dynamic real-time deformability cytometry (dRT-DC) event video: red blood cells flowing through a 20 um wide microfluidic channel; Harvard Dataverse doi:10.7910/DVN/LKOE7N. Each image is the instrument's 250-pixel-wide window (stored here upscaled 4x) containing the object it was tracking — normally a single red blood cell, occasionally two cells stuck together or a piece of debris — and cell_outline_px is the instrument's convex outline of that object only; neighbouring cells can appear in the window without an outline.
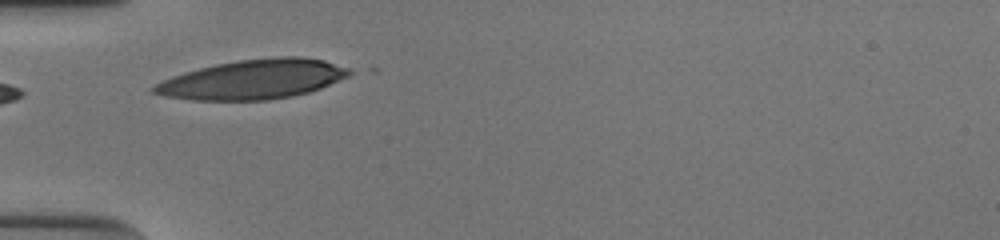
{"species": "human", "species_latin": "Homo sapiens", "temperature_condition": "cold", "stored_images_in_passage": 4, "camera_frame_rate_fps": 3000, "um_per_image_px": 0.085, "donor": {"sex": "male"}, "frame": {"image": 1, "passage_image": 1, "time_ms": 0.0, "image_size_px": [1000, 240], "cell_outline_px": [[356, 72], [348, 76], [320, 88], [308, 92], [292, 96], [268, 100], [192, 100], [164, 96], [152, 92], [152, 88], [156, 84], [172, 76], [184, 72], [216, 64], [240, 60], [276, 56], [300, 56], [324, 60], [352, 68]], "centroid_in_image_um": [21.56, 6.74], "position_along_channel_um": 63.4, "area_um2": 44.97}}
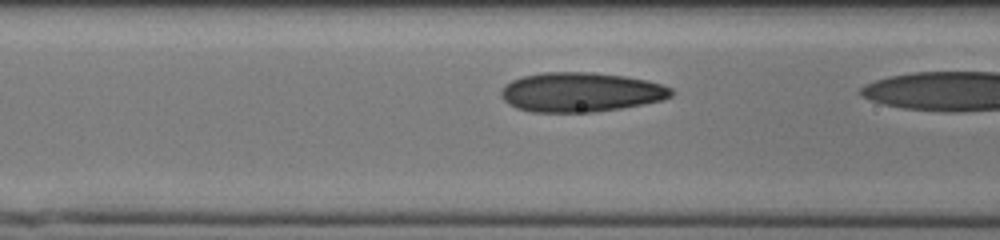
{"frame": {"image": 2, "passage_image": 3, "time_ms": 0.667, "image_size_px": [1000, 240], "cell_outline_px": [[676, 92], [672, 96], [664, 100], [620, 108], [596, 112], [532, 112], [516, 108], [508, 104], [500, 96], [500, 92], [504, 84], [512, 80], [524, 76], [544, 72], [592, 72], [624, 76], [648, 80], [672, 88]], "centroid_in_image_um": [49.37, 7.83], "position_along_channel_um": 117.2, "area_um2": 39.42}}